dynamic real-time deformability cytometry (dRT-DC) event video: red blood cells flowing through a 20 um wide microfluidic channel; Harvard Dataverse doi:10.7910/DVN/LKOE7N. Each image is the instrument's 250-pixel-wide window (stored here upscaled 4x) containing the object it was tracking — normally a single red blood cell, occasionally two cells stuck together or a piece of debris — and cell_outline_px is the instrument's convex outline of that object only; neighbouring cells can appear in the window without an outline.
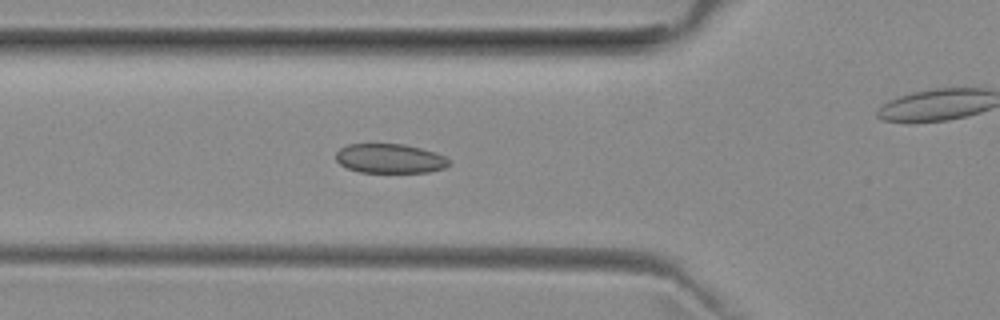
{"species": "common noctule bat (a hibernating species)", "species_latin": "Nyctalus noctula", "temperature_condition": "room temperature", "stored_images_in_passage": 38, "camera_frame_rate_fps": 3000, "um_per_image_px": 0.085, "animal": {"sex": "female", "body_mass_g": 29.2, "forearm_length_mm": 56.3}, "frame": {"image": 1, "passage_image": 9, "time_ms": 2.667, "image_size_px": [1000, 320], "cell_outline_px": [[452, 164], [444, 168], [428, 172], [360, 172], [348, 168], [340, 164], [336, 160], [336, 152], [340, 148], [348, 144], [404, 144], [436, 152], [452, 160]], "centroid_in_image_um": [33.18, 13.47], "position_along_channel_um": 92.6, "area_um2": 19.48}}
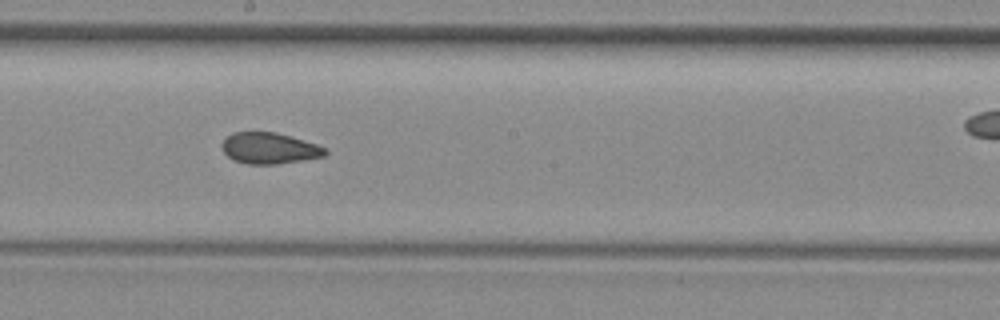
{"frame": {"image": 2, "passage_image": 19, "time_ms": 6.0, "image_size_px": [1000, 320], "cell_outline_px": [[328, 152], [324, 156], [304, 160], [276, 164], [248, 164], [232, 160], [224, 152], [220, 144], [232, 132], [276, 132], [316, 144], [328, 148]], "centroid_in_image_um": [22.9, 12.6], "position_along_channel_um": 225.3, "area_um2": 18.79}}
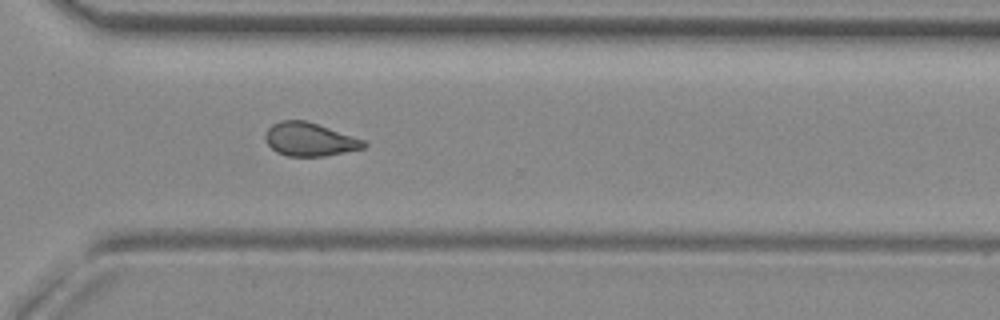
{"frame": {"image": 3, "passage_image": 28, "time_ms": 9.0, "image_size_px": [1000, 320], "cell_outline_px": [[368, 144], [364, 148], [324, 156], [288, 156], [276, 152], [268, 144], [264, 136], [268, 128], [272, 124], [280, 120], [304, 120], [364, 140]], "centroid_in_image_um": [26.29, 11.85], "position_along_channel_um": 344.3, "area_um2": 18.9}, "authors_computed_cell_mechanics": {"area_um2": 19.074, "velocity_mm_per_s": 3.9704, "shape_relaxation_time_tau1_ms": null, "shape_relaxation_time_tau2_ms": 2.6927, "deformation_change_tau1": null, "deformation_change_tau2": 0.07}}